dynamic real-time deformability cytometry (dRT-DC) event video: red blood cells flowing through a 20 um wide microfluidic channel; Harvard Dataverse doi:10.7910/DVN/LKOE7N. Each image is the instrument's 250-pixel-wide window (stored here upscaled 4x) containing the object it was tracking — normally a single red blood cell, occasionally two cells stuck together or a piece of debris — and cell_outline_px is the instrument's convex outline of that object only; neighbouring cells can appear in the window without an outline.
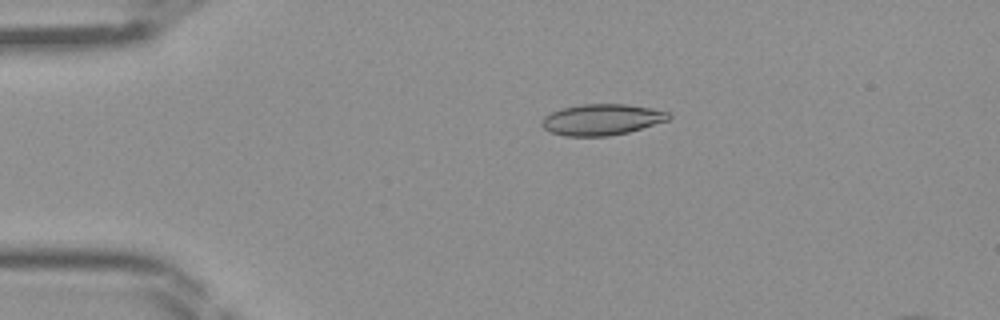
{"species": "Egyptian fruit bat (a non-hibernating species)", "species_latin": "Rousettus aegyptiacus", "temperature_condition": "room temperature", "stored_images_in_passage": 38, "segment_of_instrument_passage": [1, 2], "camera_frame_rate_fps": 3000, "um_per_image_px": 0.085, "frame": {"image": 1, "passage_image": 1, "time_ms": 0.0, "image_size_px": [1000, 320], "cell_outline_px": [[672, 116], [668, 120], [628, 132], [608, 136], [564, 136], [552, 132], [544, 128], [540, 124], [540, 120], [544, 116], [552, 112], [564, 108], [580, 104], [628, 104], [652, 108], [668, 112]], "centroid_in_image_um": [51.14, 10.16], "position_along_channel_um": 33.9, "area_um2": 22.95}}
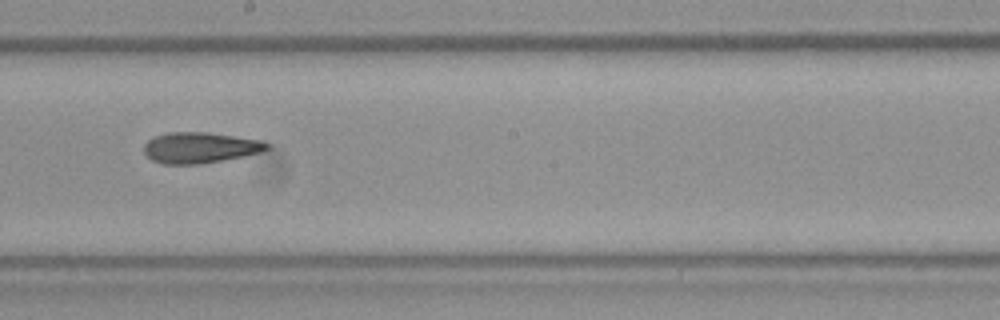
{"frame": {"image": 2, "passage_image": 17, "time_ms": 5.333, "image_size_px": [1000, 320], "cell_outline_px": [[268, 148], [260, 152], [244, 156], [200, 164], [164, 164], [152, 160], [144, 152], [144, 144], [148, 140], [156, 136], [168, 132], [208, 132], [260, 140], [268, 144]], "centroid_in_image_um": [16.97, 12.55], "position_along_channel_um": 231.2, "area_um2": 21.91}}
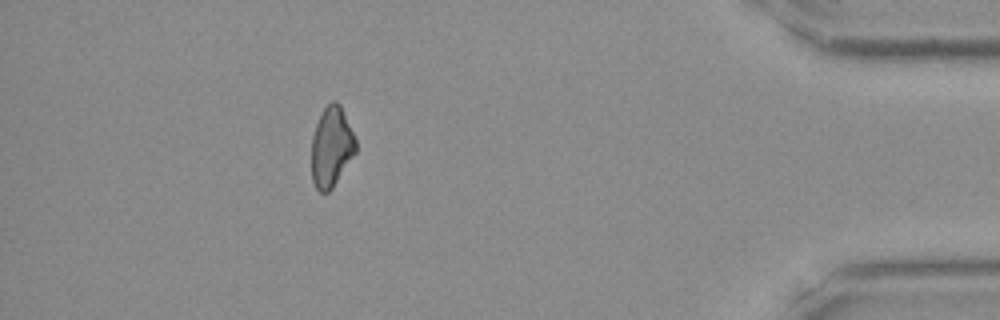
{"frame": {"image": 3, "passage_image": 32, "time_ms": 10.333, "image_size_px": [1000, 320], "cell_outline_px": [[356, 152], [332, 188], [328, 192], [320, 192], [316, 188], [312, 180], [312, 136], [316, 124], [324, 108], [332, 100], [336, 100], [340, 104], [356, 140]], "centroid_in_image_um": [28.17, 12.48], "position_along_channel_um": 407.0, "area_um2": 20.46}}